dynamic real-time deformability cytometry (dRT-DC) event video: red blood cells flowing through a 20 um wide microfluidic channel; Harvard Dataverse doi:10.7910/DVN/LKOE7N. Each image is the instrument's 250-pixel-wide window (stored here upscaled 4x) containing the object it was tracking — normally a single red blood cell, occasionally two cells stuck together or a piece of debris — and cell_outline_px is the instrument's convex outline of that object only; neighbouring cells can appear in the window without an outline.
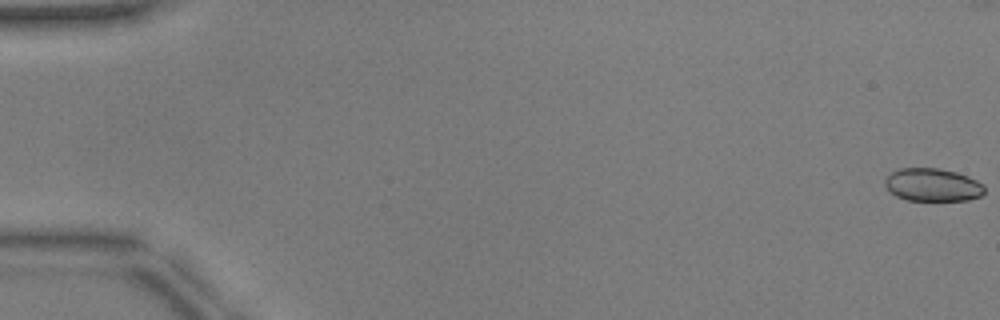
{"species": "common noctule bat (a hibernating species)", "species_latin": "Nyctalus noctula", "temperature_condition": "warm", "stored_images_in_passage": 52, "camera_frame_rate_fps": 3000, "um_per_image_px": 0.085, "animal": {"sex": "male", "body_mass_g": 17.9, "forearm_length_mm": 54.2}, "frame": {"image": 1, "passage_image": 1, "time_ms": 0.0, "image_size_px": [1000, 320], "cell_outline_px": [[984, 192], [980, 196], [968, 200], [908, 200], [896, 196], [884, 184], [884, 180], [892, 172], [900, 168], [940, 168], [956, 172], [968, 176], [984, 184]], "centroid_in_image_um": [79.29, 15.7], "position_along_channel_um": 5.7, "area_um2": 19.02}}
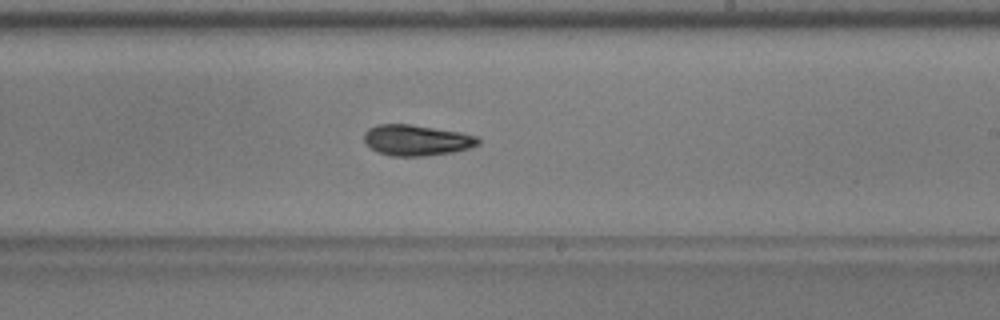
{"frame": {"image": 2, "passage_image": 32, "time_ms": 10.333, "image_size_px": [1000, 320], "cell_outline_px": [[480, 144], [468, 148], [452, 152], [424, 156], [392, 156], [376, 152], [364, 140], [364, 132], [368, 128], [376, 124], [408, 124], [460, 132], [476, 136], [480, 140]], "centroid_in_image_um": [35.38, 11.91], "position_along_channel_um": 253.6, "area_um2": 20.4}}
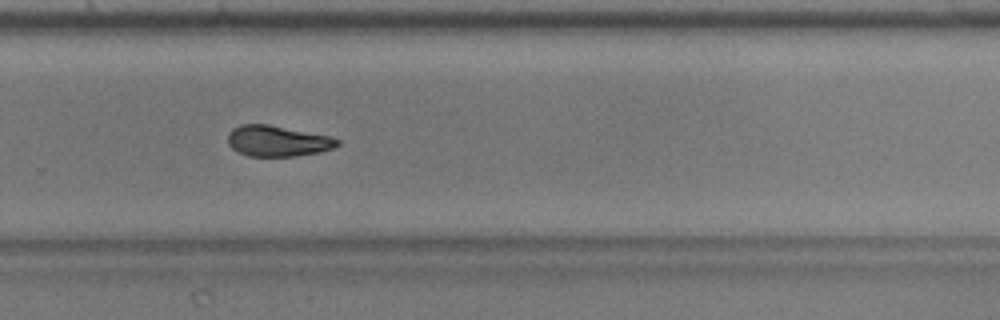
{"frame": {"image": 3, "passage_image": 36, "time_ms": 11.667, "image_size_px": [1000, 320], "cell_outline_px": [[340, 144], [332, 148], [320, 152], [296, 156], [248, 156], [236, 152], [228, 144], [228, 132], [232, 128], [240, 124], [268, 124], [328, 136], [340, 140]], "centroid_in_image_um": [23.54, 11.99], "position_along_channel_um": 306.3, "area_um2": 19.71}, "authors_computed_cell_mechanics": {"area_um2": 20.4034, "velocity_mm_per_s": 3.9617, "shape_relaxation_time_tau1_ms": 3.4279, "shape_relaxation_time_tau2_ms": 4.8736, "deformation_change_tau1": 0.1531, "deformation_change_tau2": 0.1318}}